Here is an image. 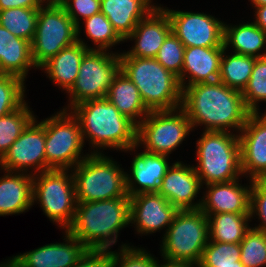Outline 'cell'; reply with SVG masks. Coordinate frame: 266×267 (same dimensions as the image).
<instances>
[{
	"instance_id": "cell-3",
	"label": "cell",
	"mask_w": 266,
	"mask_h": 267,
	"mask_svg": "<svg viewBox=\"0 0 266 267\" xmlns=\"http://www.w3.org/2000/svg\"><path fill=\"white\" fill-rule=\"evenodd\" d=\"M130 224V197L77 202L67 231L88 249L110 250L118 233Z\"/></svg>"
},
{
	"instance_id": "cell-22",
	"label": "cell",
	"mask_w": 266,
	"mask_h": 267,
	"mask_svg": "<svg viewBox=\"0 0 266 267\" xmlns=\"http://www.w3.org/2000/svg\"><path fill=\"white\" fill-rule=\"evenodd\" d=\"M224 49L225 47H185L181 88L217 81Z\"/></svg>"
},
{
	"instance_id": "cell-43",
	"label": "cell",
	"mask_w": 266,
	"mask_h": 267,
	"mask_svg": "<svg viewBox=\"0 0 266 267\" xmlns=\"http://www.w3.org/2000/svg\"><path fill=\"white\" fill-rule=\"evenodd\" d=\"M42 5L39 0H0V11L10 8L39 9Z\"/></svg>"
},
{
	"instance_id": "cell-20",
	"label": "cell",
	"mask_w": 266,
	"mask_h": 267,
	"mask_svg": "<svg viewBox=\"0 0 266 267\" xmlns=\"http://www.w3.org/2000/svg\"><path fill=\"white\" fill-rule=\"evenodd\" d=\"M247 187L239 183V179L206 185L207 189L203 198H201L200 210L208 217L211 214L235 213L250 214L251 186Z\"/></svg>"
},
{
	"instance_id": "cell-47",
	"label": "cell",
	"mask_w": 266,
	"mask_h": 267,
	"mask_svg": "<svg viewBox=\"0 0 266 267\" xmlns=\"http://www.w3.org/2000/svg\"><path fill=\"white\" fill-rule=\"evenodd\" d=\"M42 4H54L57 3V0H39Z\"/></svg>"
},
{
	"instance_id": "cell-14",
	"label": "cell",
	"mask_w": 266,
	"mask_h": 267,
	"mask_svg": "<svg viewBox=\"0 0 266 267\" xmlns=\"http://www.w3.org/2000/svg\"><path fill=\"white\" fill-rule=\"evenodd\" d=\"M0 168L19 173H28L30 168L33 175L46 171L45 126L41 122L35 118L27 126L0 159Z\"/></svg>"
},
{
	"instance_id": "cell-4",
	"label": "cell",
	"mask_w": 266,
	"mask_h": 267,
	"mask_svg": "<svg viewBox=\"0 0 266 267\" xmlns=\"http://www.w3.org/2000/svg\"><path fill=\"white\" fill-rule=\"evenodd\" d=\"M121 71L138 88L150 111L181 108L182 88L177 76L155 58L120 57Z\"/></svg>"
},
{
	"instance_id": "cell-35",
	"label": "cell",
	"mask_w": 266,
	"mask_h": 267,
	"mask_svg": "<svg viewBox=\"0 0 266 267\" xmlns=\"http://www.w3.org/2000/svg\"><path fill=\"white\" fill-rule=\"evenodd\" d=\"M245 107L259 113L258 102L266 101V57L256 58L251 77L242 92Z\"/></svg>"
},
{
	"instance_id": "cell-26",
	"label": "cell",
	"mask_w": 266,
	"mask_h": 267,
	"mask_svg": "<svg viewBox=\"0 0 266 267\" xmlns=\"http://www.w3.org/2000/svg\"><path fill=\"white\" fill-rule=\"evenodd\" d=\"M32 66L37 68L32 59L31 42L16 37L0 25V73L25 81Z\"/></svg>"
},
{
	"instance_id": "cell-11",
	"label": "cell",
	"mask_w": 266,
	"mask_h": 267,
	"mask_svg": "<svg viewBox=\"0 0 266 267\" xmlns=\"http://www.w3.org/2000/svg\"><path fill=\"white\" fill-rule=\"evenodd\" d=\"M77 42V26L60 3L39 8L36 32L31 42L32 59L39 69L63 48Z\"/></svg>"
},
{
	"instance_id": "cell-32",
	"label": "cell",
	"mask_w": 266,
	"mask_h": 267,
	"mask_svg": "<svg viewBox=\"0 0 266 267\" xmlns=\"http://www.w3.org/2000/svg\"><path fill=\"white\" fill-rule=\"evenodd\" d=\"M39 9L10 8L0 11V25L18 38L32 42Z\"/></svg>"
},
{
	"instance_id": "cell-23",
	"label": "cell",
	"mask_w": 266,
	"mask_h": 267,
	"mask_svg": "<svg viewBox=\"0 0 266 267\" xmlns=\"http://www.w3.org/2000/svg\"><path fill=\"white\" fill-rule=\"evenodd\" d=\"M0 177V216L26 212L33 204V174L4 171Z\"/></svg>"
},
{
	"instance_id": "cell-41",
	"label": "cell",
	"mask_w": 266,
	"mask_h": 267,
	"mask_svg": "<svg viewBox=\"0 0 266 267\" xmlns=\"http://www.w3.org/2000/svg\"><path fill=\"white\" fill-rule=\"evenodd\" d=\"M255 214L258 216L261 224L253 228L266 233V179L252 180L250 203L251 218H253Z\"/></svg>"
},
{
	"instance_id": "cell-25",
	"label": "cell",
	"mask_w": 266,
	"mask_h": 267,
	"mask_svg": "<svg viewBox=\"0 0 266 267\" xmlns=\"http://www.w3.org/2000/svg\"><path fill=\"white\" fill-rule=\"evenodd\" d=\"M151 0H101V12L123 39L157 6Z\"/></svg>"
},
{
	"instance_id": "cell-40",
	"label": "cell",
	"mask_w": 266,
	"mask_h": 267,
	"mask_svg": "<svg viewBox=\"0 0 266 267\" xmlns=\"http://www.w3.org/2000/svg\"><path fill=\"white\" fill-rule=\"evenodd\" d=\"M60 4L77 26V38L82 29L80 28V19L85 20L101 12V0H62Z\"/></svg>"
},
{
	"instance_id": "cell-10",
	"label": "cell",
	"mask_w": 266,
	"mask_h": 267,
	"mask_svg": "<svg viewBox=\"0 0 266 267\" xmlns=\"http://www.w3.org/2000/svg\"><path fill=\"white\" fill-rule=\"evenodd\" d=\"M108 50L89 49L83 56L75 84L68 92L70 110L75 105L91 100L105 98L114 78L121 70L120 55Z\"/></svg>"
},
{
	"instance_id": "cell-1",
	"label": "cell",
	"mask_w": 266,
	"mask_h": 267,
	"mask_svg": "<svg viewBox=\"0 0 266 267\" xmlns=\"http://www.w3.org/2000/svg\"><path fill=\"white\" fill-rule=\"evenodd\" d=\"M181 109L192 127L205 125L204 131L242 130L250 112L242 92L229 88L219 80L197 83L182 88Z\"/></svg>"
},
{
	"instance_id": "cell-34",
	"label": "cell",
	"mask_w": 266,
	"mask_h": 267,
	"mask_svg": "<svg viewBox=\"0 0 266 267\" xmlns=\"http://www.w3.org/2000/svg\"><path fill=\"white\" fill-rule=\"evenodd\" d=\"M83 21L85 22L86 36L94 42L96 50H107L124 41L102 12Z\"/></svg>"
},
{
	"instance_id": "cell-45",
	"label": "cell",
	"mask_w": 266,
	"mask_h": 267,
	"mask_svg": "<svg viewBox=\"0 0 266 267\" xmlns=\"http://www.w3.org/2000/svg\"><path fill=\"white\" fill-rule=\"evenodd\" d=\"M197 267V265L192 264V263H187V262H171V261H166L163 259V264H159L157 261V264L155 267Z\"/></svg>"
},
{
	"instance_id": "cell-16",
	"label": "cell",
	"mask_w": 266,
	"mask_h": 267,
	"mask_svg": "<svg viewBox=\"0 0 266 267\" xmlns=\"http://www.w3.org/2000/svg\"><path fill=\"white\" fill-rule=\"evenodd\" d=\"M250 113L240 141L241 171L251 180L266 179V114Z\"/></svg>"
},
{
	"instance_id": "cell-12",
	"label": "cell",
	"mask_w": 266,
	"mask_h": 267,
	"mask_svg": "<svg viewBox=\"0 0 266 267\" xmlns=\"http://www.w3.org/2000/svg\"><path fill=\"white\" fill-rule=\"evenodd\" d=\"M192 130L191 122L181 108L150 111L137 125L136 145L143 144L147 152L169 156Z\"/></svg>"
},
{
	"instance_id": "cell-19",
	"label": "cell",
	"mask_w": 266,
	"mask_h": 267,
	"mask_svg": "<svg viewBox=\"0 0 266 267\" xmlns=\"http://www.w3.org/2000/svg\"><path fill=\"white\" fill-rule=\"evenodd\" d=\"M202 184L193 166L172 163L160 184L158 193L178 210L200 209L201 202L193 203Z\"/></svg>"
},
{
	"instance_id": "cell-28",
	"label": "cell",
	"mask_w": 266,
	"mask_h": 267,
	"mask_svg": "<svg viewBox=\"0 0 266 267\" xmlns=\"http://www.w3.org/2000/svg\"><path fill=\"white\" fill-rule=\"evenodd\" d=\"M223 43L226 49L231 45L234 53L255 58L266 57V50L259 53L266 44V32L254 22L235 26L224 23Z\"/></svg>"
},
{
	"instance_id": "cell-21",
	"label": "cell",
	"mask_w": 266,
	"mask_h": 267,
	"mask_svg": "<svg viewBox=\"0 0 266 267\" xmlns=\"http://www.w3.org/2000/svg\"><path fill=\"white\" fill-rule=\"evenodd\" d=\"M168 159L167 155L147 151L137 153L131 164L132 175L126 172L125 176L127 194L134 196L139 193L158 192L163 177L171 167Z\"/></svg>"
},
{
	"instance_id": "cell-30",
	"label": "cell",
	"mask_w": 266,
	"mask_h": 267,
	"mask_svg": "<svg viewBox=\"0 0 266 267\" xmlns=\"http://www.w3.org/2000/svg\"><path fill=\"white\" fill-rule=\"evenodd\" d=\"M226 51L225 48L218 80L229 88L243 92L251 77L256 58L238 53L226 55Z\"/></svg>"
},
{
	"instance_id": "cell-38",
	"label": "cell",
	"mask_w": 266,
	"mask_h": 267,
	"mask_svg": "<svg viewBox=\"0 0 266 267\" xmlns=\"http://www.w3.org/2000/svg\"><path fill=\"white\" fill-rule=\"evenodd\" d=\"M184 51L185 46L172 32H170L155 57L165 69L178 77L180 85Z\"/></svg>"
},
{
	"instance_id": "cell-5",
	"label": "cell",
	"mask_w": 266,
	"mask_h": 267,
	"mask_svg": "<svg viewBox=\"0 0 266 267\" xmlns=\"http://www.w3.org/2000/svg\"><path fill=\"white\" fill-rule=\"evenodd\" d=\"M197 140L196 174L203 185L225 183L242 176L239 135L226 131H203Z\"/></svg>"
},
{
	"instance_id": "cell-39",
	"label": "cell",
	"mask_w": 266,
	"mask_h": 267,
	"mask_svg": "<svg viewBox=\"0 0 266 267\" xmlns=\"http://www.w3.org/2000/svg\"><path fill=\"white\" fill-rule=\"evenodd\" d=\"M112 267H155L157 260L145 249L126 244L121 245L120 252L112 251Z\"/></svg>"
},
{
	"instance_id": "cell-8",
	"label": "cell",
	"mask_w": 266,
	"mask_h": 267,
	"mask_svg": "<svg viewBox=\"0 0 266 267\" xmlns=\"http://www.w3.org/2000/svg\"><path fill=\"white\" fill-rule=\"evenodd\" d=\"M40 122L45 126L46 171L73 169L89 155H81L85 141L72 112L62 109Z\"/></svg>"
},
{
	"instance_id": "cell-31",
	"label": "cell",
	"mask_w": 266,
	"mask_h": 267,
	"mask_svg": "<svg viewBox=\"0 0 266 267\" xmlns=\"http://www.w3.org/2000/svg\"><path fill=\"white\" fill-rule=\"evenodd\" d=\"M35 118L26 101L18 109L0 117V159Z\"/></svg>"
},
{
	"instance_id": "cell-17",
	"label": "cell",
	"mask_w": 266,
	"mask_h": 267,
	"mask_svg": "<svg viewBox=\"0 0 266 267\" xmlns=\"http://www.w3.org/2000/svg\"><path fill=\"white\" fill-rule=\"evenodd\" d=\"M177 212L158 192L130 196V223L136 225L138 234H151L163 228L167 231Z\"/></svg>"
},
{
	"instance_id": "cell-42",
	"label": "cell",
	"mask_w": 266,
	"mask_h": 267,
	"mask_svg": "<svg viewBox=\"0 0 266 267\" xmlns=\"http://www.w3.org/2000/svg\"><path fill=\"white\" fill-rule=\"evenodd\" d=\"M112 251L89 249L72 267H112Z\"/></svg>"
},
{
	"instance_id": "cell-46",
	"label": "cell",
	"mask_w": 266,
	"mask_h": 267,
	"mask_svg": "<svg viewBox=\"0 0 266 267\" xmlns=\"http://www.w3.org/2000/svg\"><path fill=\"white\" fill-rule=\"evenodd\" d=\"M253 7H259L266 5V0H250Z\"/></svg>"
},
{
	"instance_id": "cell-2",
	"label": "cell",
	"mask_w": 266,
	"mask_h": 267,
	"mask_svg": "<svg viewBox=\"0 0 266 267\" xmlns=\"http://www.w3.org/2000/svg\"><path fill=\"white\" fill-rule=\"evenodd\" d=\"M70 111L79 121L83 141L88 138L93 148L136 151L137 125L106 98L81 102Z\"/></svg>"
},
{
	"instance_id": "cell-37",
	"label": "cell",
	"mask_w": 266,
	"mask_h": 267,
	"mask_svg": "<svg viewBox=\"0 0 266 267\" xmlns=\"http://www.w3.org/2000/svg\"><path fill=\"white\" fill-rule=\"evenodd\" d=\"M24 80L0 73V117L18 109L24 102Z\"/></svg>"
},
{
	"instance_id": "cell-7",
	"label": "cell",
	"mask_w": 266,
	"mask_h": 267,
	"mask_svg": "<svg viewBox=\"0 0 266 267\" xmlns=\"http://www.w3.org/2000/svg\"><path fill=\"white\" fill-rule=\"evenodd\" d=\"M163 236L164 260L198 265L209 241L208 216L200 209L178 210Z\"/></svg>"
},
{
	"instance_id": "cell-33",
	"label": "cell",
	"mask_w": 266,
	"mask_h": 267,
	"mask_svg": "<svg viewBox=\"0 0 266 267\" xmlns=\"http://www.w3.org/2000/svg\"><path fill=\"white\" fill-rule=\"evenodd\" d=\"M239 243L208 241L197 267H244Z\"/></svg>"
},
{
	"instance_id": "cell-9",
	"label": "cell",
	"mask_w": 266,
	"mask_h": 267,
	"mask_svg": "<svg viewBox=\"0 0 266 267\" xmlns=\"http://www.w3.org/2000/svg\"><path fill=\"white\" fill-rule=\"evenodd\" d=\"M51 169L33 175V203L38 202L51 221L67 230L76 210V192L73 173ZM38 200V201H37Z\"/></svg>"
},
{
	"instance_id": "cell-6",
	"label": "cell",
	"mask_w": 266,
	"mask_h": 267,
	"mask_svg": "<svg viewBox=\"0 0 266 267\" xmlns=\"http://www.w3.org/2000/svg\"><path fill=\"white\" fill-rule=\"evenodd\" d=\"M100 152L93 149L71 170L77 202L130 197L126 192V172L116 161Z\"/></svg>"
},
{
	"instance_id": "cell-27",
	"label": "cell",
	"mask_w": 266,
	"mask_h": 267,
	"mask_svg": "<svg viewBox=\"0 0 266 267\" xmlns=\"http://www.w3.org/2000/svg\"><path fill=\"white\" fill-rule=\"evenodd\" d=\"M105 98L136 125L150 112L143 103L138 88L121 70L114 78Z\"/></svg>"
},
{
	"instance_id": "cell-36",
	"label": "cell",
	"mask_w": 266,
	"mask_h": 267,
	"mask_svg": "<svg viewBox=\"0 0 266 267\" xmlns=\"http://www.w3.org/2000/svg\"><path fill=\"white\" fill-rule=\"evenodd\" d=\"M244 267L266 266V233L250 228L239 243Z\"/></svg>"
},
{
	"instance_id": "cell-44",
	"label": "cell",
	"mask_w": 266,
	"mask_h": 267,
	"mask_svg": "<svg viewBox=\"0 0 266 267\" xmlns=\"http://www.w3.org/2000/svg\"><path fill=\"white\" fill-rule=\"evenodd\" d=\"M255 8V20L253 21L258 27L266 32V5L254 7Z\"/></svg>"
},
{
	"instance_id": "cell-18",
	"label": "cell",
	"mask_w": 266,
	"mask_h": 267,
	"mask_svg": "<svg viewBox=\"0 0 266 267\" xmlns=\"http://www.w3.org/2000/svg\"><path fill=\"white\" fill-rule=\"evenodd\" d=\"M170 32L169 16L161 6H157L139 21L134 31L126 38V41L135 40L132 50L119 55L120 57L155 58Z\"/></svg>"
},
{
	"instance_id": "cell-24",
	"label": "cell",
	"mask_w": 266,
	"mask_h": 267,
	"mask_svg": "<svg viewBox=\"0 0 266 267\" xmlns=\"http://www.w3.org/2000/svg\"><path fill=\"white\" fill-rule=\"evenodd\" d=\"M89 49L94 48L77 38V42L63 48L40 69H44L48 77L68 93L76 82L81 60Z\"/></svg>"
},
{
	"instance_id": "cell-13",
	"label": "cell",
	"mask_w": 266,
	"mask_h": 267,
	"mask_svg": "<svg viewBox=\"0 0 266 267\" xmlns=\"http://www.w3.org/2000/svg\"><path fill=\"white\" fill-rule=\"evenodd\" d=\"M171 32L185 47H224V22L206 13L165 9Z\"/></svg>"
},
{
	"instance_id": "cell-29",
	"label": "cell",
	"mask_w": 266,
	"mask_h": 267,
	"mask_svg": "<svg viewBox=\"0 0 266 267\" xmlns=\"http://www.w3.org/2000/svg\"><path fill=\"white\" fill-rule=\"evenodd\" d=\"M250 214L219 213L208 217L209 241L240 243L251 228Z\"/></svg>"
},
{
	"instance_id": "cell-15",
	"label": "cell",
	"mask_w": 266,
	"mask_h": 267,
	"mask_svg": "<svg viewBox=\"0 0 266 267\" xmlns=\"http://www.w3.org/2000/svg\"><path fill=\"white\" fill-rule=\"evenodd\" d=\"M65 235V243H51L13 256L0 267H72L89 249L67 230Z\"/></svg>"
}]
</instances>
